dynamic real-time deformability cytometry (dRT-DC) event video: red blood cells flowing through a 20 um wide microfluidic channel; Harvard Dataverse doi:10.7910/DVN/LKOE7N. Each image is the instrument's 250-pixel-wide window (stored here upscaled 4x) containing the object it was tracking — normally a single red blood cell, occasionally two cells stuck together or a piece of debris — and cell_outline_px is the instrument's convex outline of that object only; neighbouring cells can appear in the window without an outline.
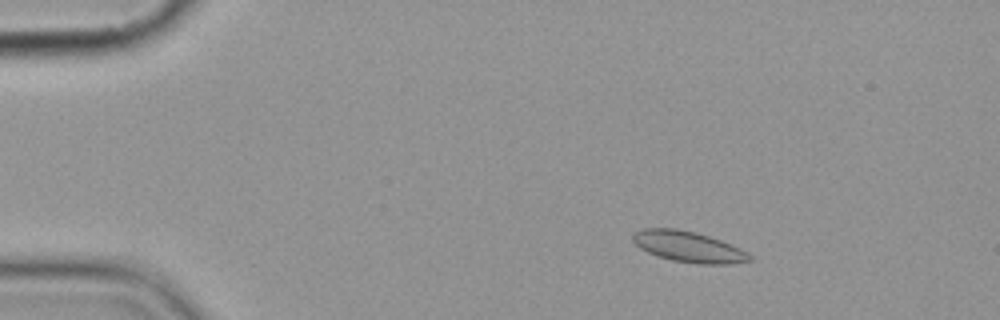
{"species": "common noctule bat (a hibernating species)", "species_latin": "Nyctalus noctula", "temperature_condition": "cold", "stored_images_in_passage": 5, "camera_frame_rate_fps": 3000, "um_per_image_px": 0.085, "animal": {"sex": "female", "body_mass_g": 19.9}, "frame": {"image": 1, "passage_image": 2, "time_ms": 1.333, "image_size_px": [1000, 320], "cell_outline_px": [[752, 260], [732, 264], [700, 264], [672, 260], [656, 256], [640, 248], [632, 240], [632, 236], [636, 232], [644, 228], [676, 228], [696, 232], [720, 240], [740, 248], [748, 252], [752, 256]], "centroid_in_image_um": [58.53, 20.98], "position_along_channel_um": 26.5, "area_um2": 20.98}}